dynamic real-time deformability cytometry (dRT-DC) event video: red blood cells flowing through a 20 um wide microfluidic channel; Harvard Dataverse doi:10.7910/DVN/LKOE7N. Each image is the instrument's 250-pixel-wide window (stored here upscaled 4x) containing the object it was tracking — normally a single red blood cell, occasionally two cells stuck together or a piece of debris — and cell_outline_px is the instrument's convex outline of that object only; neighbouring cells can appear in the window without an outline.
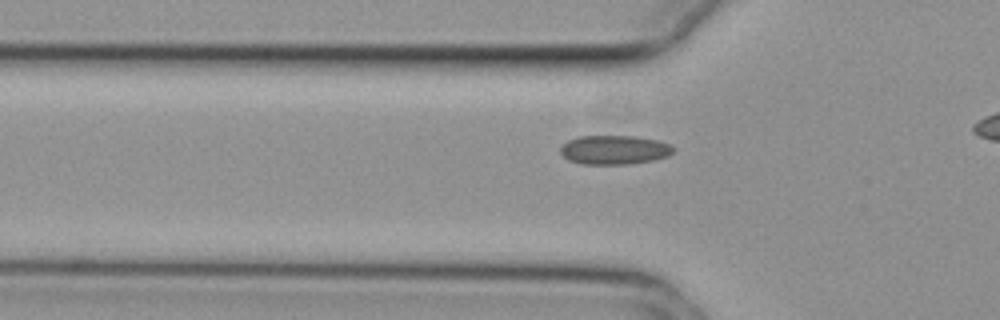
{"species": "common noctule bat (a hibernating species)", "species_latin": "Nyctalus noctula", "temperature_condition": "cold", "stored_images_in_passage": 29, "camera_frame_rate_fps": 3000, "um_per_image_px": 0.085, "animal": {"sex": "female", "body_mass_g": 29.2, "forearm_length_mm": 56.3}, "frame": {"image": 1, "passage_image": 6, "time_ms": 1.667, "image_size_px": [1000, 320], "cell_outline_px": [[676, 148], [668, 156], [652, 160], [628, 164], [580, 164], [568, 160], [560, 152], [560, 148], [568, 140], [580, 136], [636, 136], [656, 140], [672, 144]], "centroid_in_image_um": [52.23, 12.73], "position_along_channel_um": 73.6, "area_um2": 19.19}}
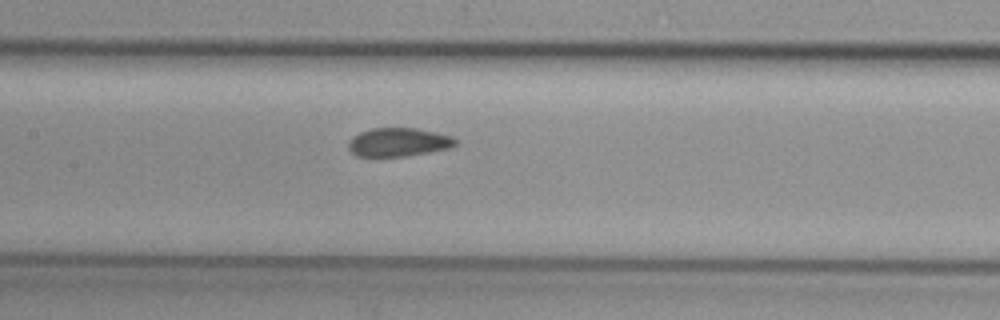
{"frame": {"image": 2, "passage_image": 14, "time_ms": 4.333, "image_size_px": [1000, 320], "cell_outline_px": [[460, 140], [456, 144], [448, 148], [428, 152], [404, 156], [356, 156], [348, 148], [348, 144], [352, 136], [360, 132], [372, 128], [416, 128], [436, 132], [452, 136]], "centroid_in_image_um": [33.88, 12.07], "position_along_channel_um": 173.5, "area_um2": 17.8}}
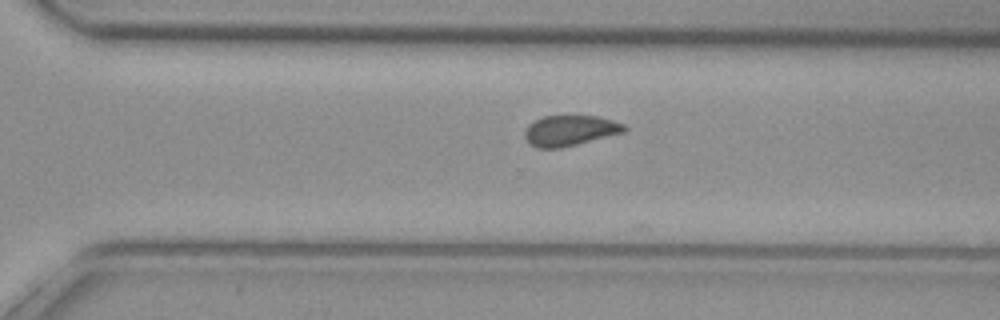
{"frame": {"image": 3, "passage_image": 26, "time_ms": 8.333, "image_size_px": [1000, 320], "cell_outline_px": [[628, 128], [624, 132], [560, 148], [536, 148], [528, 144], [524, 136], [524, 132], [528, 124], [544, 116], [596, 116], [612, 120], [624, 124]], "centroid_in_image_um": [48.41, 11.1], "position_along_channel_um": 322.2, "area_um2": 17.63}}